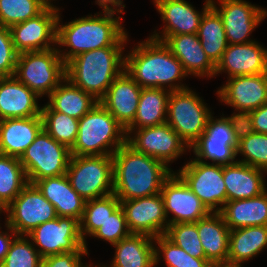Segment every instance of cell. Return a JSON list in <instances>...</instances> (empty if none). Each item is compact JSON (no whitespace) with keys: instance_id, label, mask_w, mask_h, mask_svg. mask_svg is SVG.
<instances>
[{"instance_id":"cell-48","label":"cell","mask_w":267,"mask_h":267,"mask_svg":"<svg viewBox=\"0 0 267 267\" xmlns=\"http://www.w3.org/2000/svg\"><path fill=\"white\" fill-rule=\"evenodd\" d=\"M5 225H6V228L9 232L8 231H4V232L0 231V264L3 262L7 252L9 251V247L11 245V242L17 236L15 231L10 226H8L7 224H5ZM1 228L2 227L0 226V229Z\"/></svg>"},{"instance_id":"cell-46","label":"cell","mask_w":267,"mask_h":267,"mask_svg":"<svg viewBox=\"0 0 267 267\" xmlns=\"http://www.w3.org/2000/svg\"><path fill=\"white\" fill-rule=\"evenodd\" d=\"M237 142L254 133L252 116L250 112L238 111L227 117Z\"/></svg>"},{"instance_id":"cell-34","label":"cell","mask_w":267,"mask_h":267,"mask_svg":"<svg viewBox=\"0 0 267 267\" xmlns=\"http://www.w3.org/2000/svg\"><path fill=\"white\" fill-rule=\"evenodd\" d=\"M202 48L216 66L228 46L222 17L211 5L201 18L197 32Z\"/></svg>"},{"instance_id":"cell-47","label":"cell","mask_w":267,"mask_h":267,"mask_svg":"<svg viewBox=\"0 0 267 267\" xmlns=\"http://www.w3.org/2000/svg\"><path fill=\"white\" fill-rule=\"evenodd\" d=\"M255 133L267 134V103L250 112Z\"/></svg>"},{"instance_id":"cell-24","label":"cell","mask_w":267,"mask_h":267,"mask_svg":"<svg viewBox=\"0 0 267 267\" xmlns=\"http://www.w3.org/2000/svg\"><path fill=\"white\" fill-rule=\"evenodd\" d=\"M39 96L14 76L0 78V120L41 115Z\"/></svg>"},{"instance_id":"cell-30","label":"cell","mask_w":267,"mask_h":267,"mask_svg":"<svg viewBox=\"0 0 267 267\" xmlns=\"http://www.w3.org/2000/svg\"><path fill=\"white\" fill-rule=\"evenodd\" d=\"M267 247V226L230 230L227 267H241Z\"/></svg>"},{"instance_id":"cell-20","label":"cell","mask_w":267,"mask_h":267,"mask_svg":"<svg viewBox=\"0 0 267 267\" xmlns=\"http://www.w3.org/2000/svg\"><path fill=\"white\" fill-rule=\"evenodd\" d=\"M153 2L161 14L162 21L166 23L162 33H156L155 30L150 36L159 41L169 35L197 34L201 18L211 6V0H206L202 13H199L185 0H154Z\"/></svg>"},{"instance_id":"cell-6","label":"cell","mask_w":267,"mask_h":267,"mask_svg":"<svg viewBox=\"0 0 267 267\" xmlns=\"http://www.w3.org/2000/svg\"><path fill=\"white\" fill-rule=\"evenodd\" d=\"M40 98L50 93L66 78L65 63L55 48L18 54L13 75Z\"/></svg>"},{"instance_id":"cell-19","label":"cell","mask_w":267,"mask_h":267,"mask_svg":"<svg viewBox=\"0 0 267 267\" xmlns=\"http://www.w3.org/2000/svg\"><path fill=\"white\" fill-rule=\"evenodd\" d=\"M224 85L216 94L237 112H251L267 103V73L232 77Z\"/></svg>"},{"instance_id":"cell-21","label":"cell","mask_w":267,"mask_h":267,"mask_svg":"<svg viewBox=\"0 0 267 267\" xmlns=\"http://www.w3.org/2000/svg\"><path fill=\"white\" fill-rule=\"evenodd\" d=\"M222 72H227L228 78L267 73V49L256 41L228 44L214 77Z\"/></svg>"},{"instance_id":"cell-15","label":"cell","mask_w":267,"mask_h":267,"mask_svg":"<svg viewBox=\"0 0 267 267\" xmlns=\"http://www.w3.org/2000/svg\"><path fill=\"white\" fill-rule=\"evenodd\" d=\"M59 11L50 3L35 17L11 26L9 30L15 50L22 53L55 48Z\"/></svg>"},{"instance_id":"cell-27","label":"cell","mask_w":267,"mask_h":267,"mask_svg":"<svg viewBox=\"0 0 267 267\" xmlns=\"http://www.w3.org/2000/svg\"><path fill=\"white\" fill-rule=\"evenodd\" d=\"M60 217L81 220L86 201L71 187L67 175L48 177L34 183Z\"/></svg>"},{"instance_id":"cell-45","label":"cell","mask_w":267,"mask_h":267,"mask_svg":"<svg viewBox=\"0 0 267 267\" xmlns=\"http://www.w3.org/2000/svg\"><path fill=\"white\" fill-rule=\"evenodd\" d=\"M84 255H88V252H65L50 255L42 258L41 267H94L81 262Z\"/></svg>"},{"instance_id":"cell-43","label":"cell","mask_w":267,"mask_h":267,"mask_svg":"<svg viewBox=\"0 0 267 267\" xmlns=\"http://www.w3.org/2000/svg\"><path fill=\"white\" fill-rule=\"evenodd\" d=\"M130 234L124 211L122 207L119 206L110 218H108L91 236H95L94 238H100L109 242L110 245H114L121 239L128 237Z\"/></svg>"},{"instance_id":"cell-38","label":"cell","mask_w":267,"mask_h":267,"mask_svg":"<svg viewBox=\"0 0 267 267\" xmlns=\"http://www.w3.org/2000/svg\"><path fill=\"white\" fill-rule=\"evenodd\" d=\"M51 0H0V26L10 28L40 14Z\"/></svg>"},{"instance_id":"cell-25","label":"cell","mask_w":267,"mask_h":267,"mask_svg":"<svg viewBox=\"0 0 267 267\" xmlns=\"http://www.w3.org/2000/svg\"><path fill=\"white\" fill-rule=\"evenodd\" d=\"M196 223L206 259L214 267H227L230 229L219 212H210Z\"/></svg>"},{"instance_id":"cell-28","label":"cell","mask_w":267,"mask_h":267,"mask_svg":"<svg viewBox=\"0 0 267 267\" xmlns=\"http://www.w3.org/2000/svg\"><path fill=\"white\" fill-rule=\"evenodd\" d=\"M265 171L239 162L223 166V180L227 191V202L249 199L267 190Z\"/></svg>"},{"instance_id":"cell-18","label":"cell","mask_w":267,"mask_h":267,"mask_svg":"<svg viewBox=\"0 0 267 267\" xmlns=\"http://www.w3.org/2000/svg\"><path fill=\"white\" fill-rule=\"evenodd\" d=\"M160 193L164 200L168 226L175 223H195L210 213L176 172L164 182ZM169 213L173 214L171 219L168 218Z\"/></svg>"},{"instance_id":"cell-32","label":"cell","mask_w":267,"mask_h":267,"mask_svg":"<svg viewBox=\"0 0 267 267\" xmlns=\"http://www.w3.org/2000/svg\"><path fill=\"white\" fill-rule=\"evenodd\" d=\"M47 103L54 111L80 119L88 113L97 102L91 94L73 85L65 78L48 96Z\"/></svg>"},{"instance_id":"cell-3","label":"cell","mask_w":267,"mask_h":267,"mask_svg":"<svg viewBox=\"0 0 267 267\" xmlns=\"http://www.w3.org/2000/svg\"><path fill=\"white\" fill-rule=\"evenodd\" d=\"M130 51L124 55V69L141 88H169L170 91L188 88L180 82L188 75L163 41L149 37Z\"/></svg>"},{"instance_id":"cell-8","label":"cell","mask_w":267,"mask_h":267,"mask_svg":"<svg viewBox=\"0 0 267 267\" xmlns=\"http://www.w3.org/2000/svg\"><path fill=\"white\" fill-rule=\"evenodd\" d=\"M193 90L171 91L166 123L190 147L205 131L212 112Z\"/></svg>"},{"instance_id":"cell-5","label":"cell","mask_w":267,"mask_h":267,"mask_svg":"<svg viewBox=\"0 0 267 267\" xmlns=\"http://www.w3.org/2000/svg\"><path fill=\"white\" fill-rule=\"evenodd\" d=\"M126 142V129L97 102L79 119L78 134L70 150L74 156H112Z\"/></svg>"},{"instance_id":"cell-2","label":"cell","mask_w":267,"mask_h":267,"mask_svg":"<svg viewBox=\"0 0 267 267\" xmlns=\"http://www.w3.org/2000/svg\"><path fill=\"white\" fill-rule=\"evenodd\" d=\"M102 13L90 14L63 25L60 24L59 13L56 44L60 47H71L65 52L57 46L65 64L83 52L104 47H125L124 43L129 40L128 34L121 25L122 17H116V11L103 10Z\"/></svg>"},{"instance_id":"cell-14","label":"cell","mask_w":267,"mask_h":267,"mask_svg":"<svg viewBox=\"0 0 267 267\" xmlns=\"http://www.w3.org/2000/svg\"><path fill=\"white\" fill-rule=\"evenodd\" d=\"M131 133H134V136ZM126 134L127 143L136 151L160 160L167 166L189 149L167 123L140 129H126Z\"/></svg>"},{"instance_id":"cell-9","label":"cell","mask_w":267,"mask_h":267,"mask_svg":"<svg viewBox=\"0 0 267 267\" xmlns=\"http://www.w3.org/2000/svg\"><path fill=\"white\" fill-rule=\"evenodd\" d=\"M71 156L68 146L57 142L42 129L19 160L28 183L34 184L44 178L65 175Z\"/></svg>"},{"instance_id":"cell-41","label":"cell","mask_w":267,"mask_h":267,"mask_svg":"<svg viewBox=\"0 0 267 267\" xmlns=\"http://www.w3.org/2000/svg\"><path fill=\"white\" fill-rule=\"evenodd\" d=\"M165 236L191 256L206 259L196 223L171 224L168 226Z\"/></svg>"},{"instance_id":"cell-22","label":"cell","mask_w":267,"mask_h":267,"mask_svg":"<svg viewBox=\"0 0 267 267\" xmlns=\"http://www.w3.org/2000/svg\"><path fill=\"white\" fill-rule=\"evenodd\" d=\"M142 88L125 69L113 80L99 102L127 129L135 118Z\"/></svg>"},{"instance_id":"cell-12","label":"cell","mask_w":267,"mask_h":267,"mask_svg":"<svg viewBox=\"0 0 267 267\" xmlns=\"http://www.w3.org/2000/svg\"><path fill=\"white\" fill-rule=\"evenodd\" d=\"M32 244L38 246L42 258L65 252H88L80 234L79 220L60 217L47 221L26 235Z\"/></svg>"},{"instance_id":"cell-13","label":"cell","mask_w":267,"mask_h":267,"mask_svg":"<svg viewBox=\"0 0 267 267\" xmlns=\"http://www.w3.org/2000/svg\"><path fill=\"white\" fill-rule=\"evenodd\" d=\"M237 148L238 142L228 118L211 116L205 131L189 150L193 149L195 160L206 162L209 159L213 164L225 166L236 162Z\"/></svg>"},{"instance_id":"cell-23","label":"cell","mask_w":267,"mask_h":267,"mask_svg":"<svg viewBox=\"0 0 267 267\" xmlns=\"http://www.w3.org/2000/svg\"><path fill=\"white\" fill-rule=\"evenodd\" d=\"M162 41L181 62L187 75L214 77L216 66L206 55L197 34L169 35Z\"/></svg>"},{"instance_id":"cell-10","label":"cell","mask_w":267,"mask_h":267,"mask_svg":"<svg viewBox=\"0 0 267 267\" xmlns=\"http://www.w3.org/2000/svg\"><path fill=\"white\" fill-rule=\"evenodd\" d=\"M176 174L210 212H219L227 202L222 165L190 159Z\"/></svg>"},{"instance_id":"cell-4","label":"cell","mask_w":267,"mask_h":267,"mask_svg":"<svg viewBox=\"0 0 267 267\" xmlns=\"http://www.w3.org/2000/svg\"><path fill=\"white\" fill-rule=\"evenodd\" d=\"M124 47L83 52L65 64V76L76 87L100 100L125 68Z\"/></svg>"},{"instance_id":"cell-39","label":"cell","mask_w":267,"mask_h":267,"mask_svg":"<svg viewBox=\"0 0 267 267\" xmlns=\"http://www.w3.org/2000/svg\"><path fill=\"white\" fill-rule=\"evenodd\" d=\"M154 242L155 265L163 257L167 267H214L207 259L191 256L182 248L176 246L165 235L157 236L154 238ZM157 244L158 247H156Z\"/></svg>"},{"instance_id":"cell-16","label":"cell","mask_w":267,"mask_h":267,"mask_svg":"<svg viewBox=\"0 0 267 267\" xmlns=\"http://www.w3.org/2000/svg\"><path fill=\"white\" fill-rule=\"evenodd\" d=\"M218 1L220 7L216 6L214 0H211V5L222 17L228 44H246L255 41L249 39V35L267 16V10L245 0Z\"/></svg>"},{"instance_id":"cell-7","label":"cell","mask_w":267,"mask_h":267,"mask_svg":"<svg viewBox=\"0 0 267 267\" xmlns=\"http://www.w3.org/2000/svg\"><path fill=\"white\" fill-rule=\"evenodd\" d=\"M66 175L71 187L85 200L113 193V158L108 155L71 156Z\"/></svg>"},{"instance_id":"cell-29","label":"cell","mask_w":267,"mask_h":267,"mask_svg":"<svg viewBox=\"0 0 267 267\" xmlns=\"http://www.w3.org/2000/svg\"><path fill=\"white\" fill-rule=\"evenodd\" d=\"M219 213L230 230L267 226V190L257 197L228 201Z\"/></svg>"},{"instance_id":"cell-26","label":"cell","mask_w":267,"mask_h":267,"mask_svg":"<svg viewBox=\"0 0 267 267\" xmlns=\"http://www.w3.org/2000/svg\"><path fill=\"white\" fill-rule=\"evenodd\" d=\"M42 129L41 115L0 120V154L20 158Z\"/></svg>"},{"instance_id":"cell-36","label":"cell","mask_w":267,"mask_h":267,"mask_svg":"<svg viewBox=\"0 0 267 267\" xmlns=\"http://www.w3.org/2000/svg\"><path fill=\"white\" fill-rule=\"evenodd\" d=\"M120 206V201L114 193L88 200L85 203L84 212L80 223V234L87 247L86 235L91 236Z\"/></svg>"},{"instance_id":"cell-35","label":"cell","mask_w":267,"mask_h":267,"mask_svg":"<svg viewBox=\"0 0 267 267\" xmlns=\"http://www.w3.org/2000/svg\"><path fill=\"white\" fill-rule=\"evenodd\" d=\"M28 184L19 158L0 154V200L7 207Z\"/></svg>"},{"instance_id":"cell-1","label":"cell","mask_w":267,"mask_h":267,"mask_svg":"<svg viewBox=\"0 0 267 267\" xmlns=\"http://www.w3.org/2000/svg\"><path fill=\"white\" fill-rule=\"evenodd\" d=\"M113 158V193L119 201L149 197L161 192L164 182L174 172L166 164L136 151L127 142Z\"/></svg>"},{"instance_id":"cell-17","label":"cell","mask_w":267,"mask_h":267,"mask_svg":"<svg viewBox=\"0 0 267 267\" xmlns=\"http://www.w3.org/2000/svg\"><path fill=\"white\" fill-rule=\"evenodd\" d=\"M120 206L124 211L131 234H144L152 238L165 235L168 229V219L161 193L120 201Z\"/></svg>"},{"instance_id":"cell-44","label":"cell","mask_w":267,"mask_h":267,"mask_svg":"<svg viewBox=\"0 0 267 267\" xmlns=\"http://www.w3.org/2000/svg\"><path fill=\"white\" fill-rule=\"evenodd\" d=\"M18 54L9 28L0 26V78L14 75Z\"/></svg>"},{"instance_id":"cell-31","label":"cell","mask_w":267,"mask_h":267,"mask_svg":"<svg viewBox=\"0 0 267 267\" xmlns=\"http://www.w3.org/2000/svg\"><path fill=\"white\" fill-rule=\"evenodd\" d=\"M153 241L154 238L144 234H130L121 239L112 245L115 247V255L110 267H155Z\"/></svg>"},{"instance_id":"cell-11","label":"cell","mask_w":267,"mask_h":267,"mask_svg":"<svg viewBox=\"0 0 267 267\" xmlns=\"http://www.w3.org/2000/svg\"><path fill=\"white\" fill-rule=\"evenodd\" d=\"M5 219L17 235H27L39 225L58 217L55 207L35 184L28 183L6 207Z\"/></svg>"},{"instance_id":"cell-33","label":"cell","mask_w":267,"mask_h":267,"mask_svg":"<svg viewBox=\"0 0 267 267\" xmlns=\"http://www.w3.org/2000/svg\"><path fill=\"white\" fill-rule=\"evenodd\" d=\"M169 89L142 88L133 123L127 129H140L167 121Z\"/></svg>"},{"instance_id":"cell-42","label":"cell","mask_w":267,"mask_h":267,"mask_svg":"<svg viewBox=\"0 0 267 267\" xmlns=\"http://www.w3.org/2000/svg\"><path fill=\"white\" fill-rule=\"evenodd\" d=\"M241 154L244 164L267 173V134L253 133L238 142L237 156Z\"/></svg>"},{"instance_id":"cell-37","label":"cell","mask_w":267,"mask_h":267,"mask_svg":"<svg viewBox=\"0 0 267 267\" xmlns=\"http://www.w3.org/2000/svg\"><path fill=\"white\" fill-rule=\"evenodd\" d=\"M43 129L57 142L71 148L76 140L79 119L54 111L48 104L41 109Z\"/></svg>"},{"instance_id":"cell-40","label":"cell","mask_w":267,"mask_h":267,"mask_svg":"<svg viewBox=\"0 0 267 267\" xmlns=\"http://www.w3.org/2000/svg\"><path fill=\"white\" fill-rule=\"evenodd\" d=\"M41 263L42 257L32 241L25 235H17L0 267H41Z\"/></svg>"},{"instance_id":"cell-50","label":"cell","mask_w":267,"mask_h":267,"mask_svg":"<svg viewBox=\"0 0 267 267\" xmlns=\"http://www.w3.org/2000/svg\"><path fill=\"white\" fill-rule=\"evenodd\" d=\"M2 212H5L6 213V206L1 202V200H0V214L2 213Z\"/></svg>"},{"instance_id":"cell-49","label":"cell","mask_w":267,"mask_h":267,"mask_svg":"<svg viewBox=\"0 0 267 267\" xmlns=\"http://www.w3.org/2000/svg\"><path fill=\"white\" fill-rule=\"evenodd\" d=\"M95 2L103 8V10L116 11V14L124 13L123 8H125V5L123 4V0H96Z\"/></svg>"}]
</instances>
